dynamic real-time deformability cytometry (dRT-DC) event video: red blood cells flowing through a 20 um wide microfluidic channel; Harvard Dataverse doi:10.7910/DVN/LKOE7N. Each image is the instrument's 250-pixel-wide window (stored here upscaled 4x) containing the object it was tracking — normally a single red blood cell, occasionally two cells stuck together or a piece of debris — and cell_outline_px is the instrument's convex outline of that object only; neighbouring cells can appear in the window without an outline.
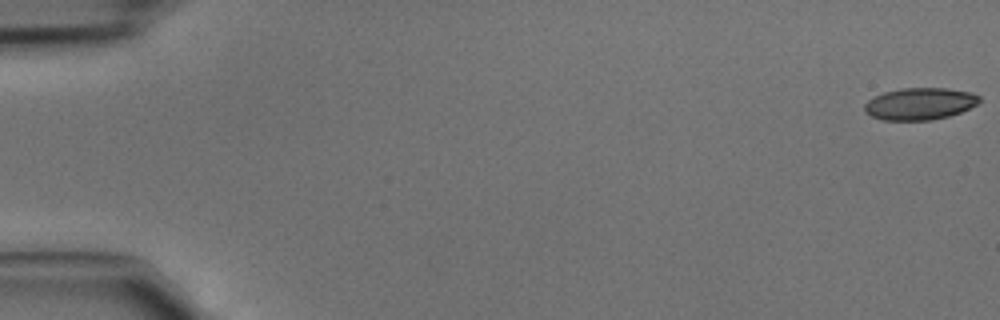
{"species": "common noctule bat (a hibernating species)", "species_latin": "Nyctalus noctula", "temperature_condition": "cold", "stored_images_in_passage": 46, "camera_frame_rate_fps": 3000, "um_per_image_px": 0.085, "animal": {"sex": "male", "body_mass_g": 15.6}, "frame": {"image": 1, "passage_image": 1, "time_ms": 0.0, "image_size_px": [1000, 320], "cell_outline_px": [[980, 100], [976, 104], [960, 112], [948, 116], [932, 120], [880, 120], [864, 112], [864, 104], [868, 100], [884, 92], [900, 88], [948, 88], [972, 92], [980, 96]], "centroid_in_image_um": [78.17, 8.82], "position_along_channel_um": 6.8, "area_um2": 21.44}}
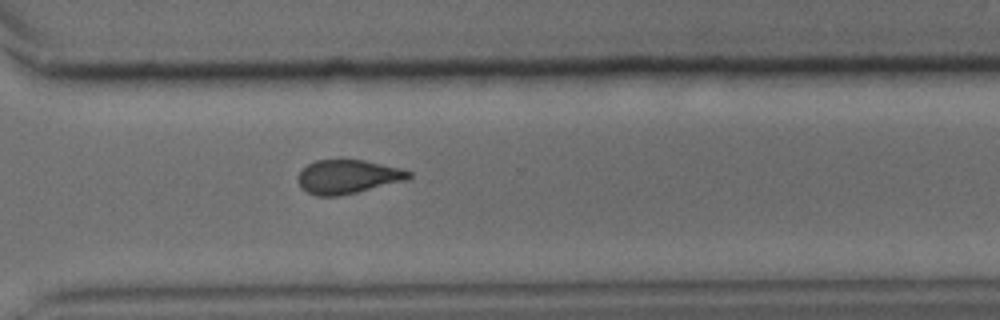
{"frame": {"image": 2, "passage_image": 34, "time_ms": 11.0, "image_size_px": [1000, 320], "cell_outline_px": [[412, 176], [408, 180], [340, 196], [316, 196], [308, 192], [300, 184], [300, 172], [308, 164], [316, 160], [364, 160], [400, 168], [412, 172]], "centroid_in_image_um": [29.63, 15.02], "position_along_channel_um": 341.0, "area_um2": 21.62}}
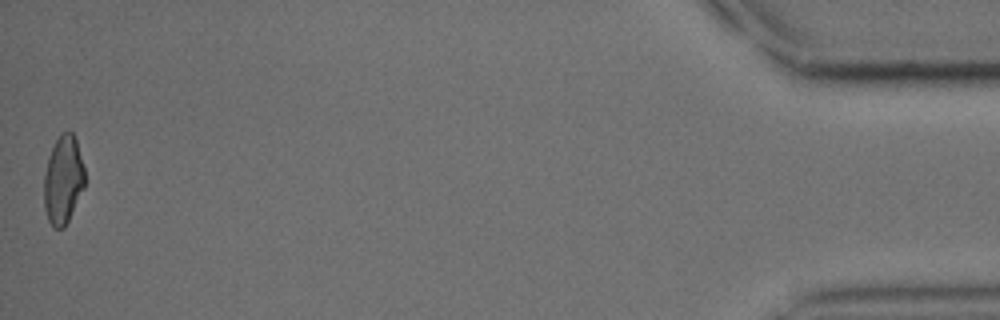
{"frame": {"image": 3, "passage_image": 46, "time_ms": 15.0, "image_size_px": [1000, 320], "cell_outline_px": [[84, 188], [64, 228], [52, 228], [48, 220], [44, 208], [44, 176], [48, 156], [56, 140], [68, 128], [72, 132], [76, 140], [84, 168]], "centroid_in_image_um": [5.36, 15.3], "position_along_channel_um": 429.8, "area_um2": 20.92}}